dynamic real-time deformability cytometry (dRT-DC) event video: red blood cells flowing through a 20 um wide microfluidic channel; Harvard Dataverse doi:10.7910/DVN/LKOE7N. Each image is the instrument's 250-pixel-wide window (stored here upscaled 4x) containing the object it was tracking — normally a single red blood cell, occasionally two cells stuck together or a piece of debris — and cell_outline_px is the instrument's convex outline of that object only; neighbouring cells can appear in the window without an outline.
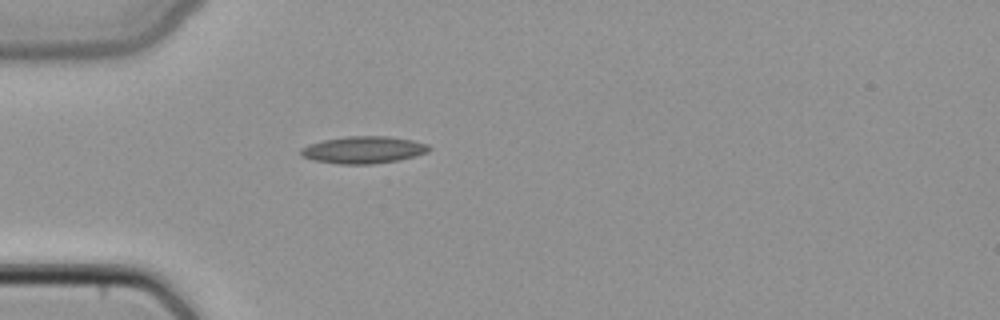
{"species": "common noctule bat (a hibernating species)", "species_latin": "Nyctalus noctula", "temperature_condition": "cold", "stored_images_in_passage": 35, "camera_frame_rate_fps": 3000, "um_per_image_px": 0.085, "animal": {"sex": "female", "body_mass_g": 22.7, "forearm_length_mm": 54.2}, "frame": {"image": 1, "passage_image": 1, "time_ms": 0.0, "image_size_px": [1000, 320], "cell_outline_px": [[432, 148], [428, 152], [416, 156], [400, 160], [372, 164], [340, 164], [316, 160], [300, 156], [300, 148], [308, 144], [324, 140], [348, 136], [388, 136], [412, 140], [428, 144]], "centroid_in_image_um": [30.92, 12.74], "position_along_channel_um": 54.1, "area_um2": 20.35}}
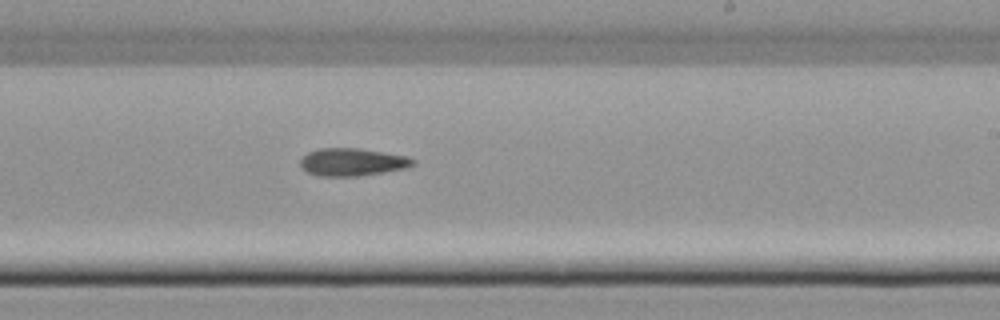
{"frame": {"image": 2, "passage_image": 16, "time_ms": 5.0, "image_size_px": [1000, 320], "cell_outline_px": [[416, 164], [408, 168], [360, 176], [316, 176], [308, 172], [300, 164], [300, 160], [308, 152], [320, 148], [356, 148], [408, 156], [416, 160]], "centroid_in_image_um": [29.99, 13.78], "position_along_channel_um": 259.0, "area_um2": 18.21}}
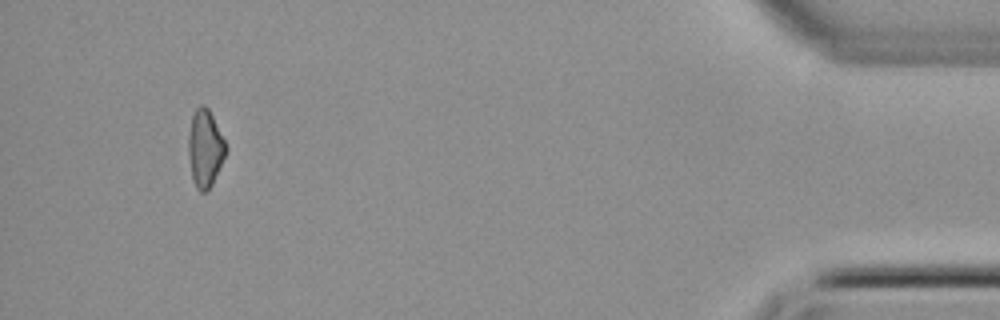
{"frame": {"image": 3, "passage_image": 32, "time_ms": 10.333, "image_size_px": [1000, 320], "cell_outline_px": [[228, 152], [212, 184], [204, 192], [200, 192], [196, 188], [192, 176], [188, 152], [188, 132], [192, 116], [196, 108], [200, 104], [204, 104], [208, 108], [228, 148]], "centroid_in_image_um": [17.43, 12.6], "position_along_channel_um": 417.8, "area_um2": 16.88}}